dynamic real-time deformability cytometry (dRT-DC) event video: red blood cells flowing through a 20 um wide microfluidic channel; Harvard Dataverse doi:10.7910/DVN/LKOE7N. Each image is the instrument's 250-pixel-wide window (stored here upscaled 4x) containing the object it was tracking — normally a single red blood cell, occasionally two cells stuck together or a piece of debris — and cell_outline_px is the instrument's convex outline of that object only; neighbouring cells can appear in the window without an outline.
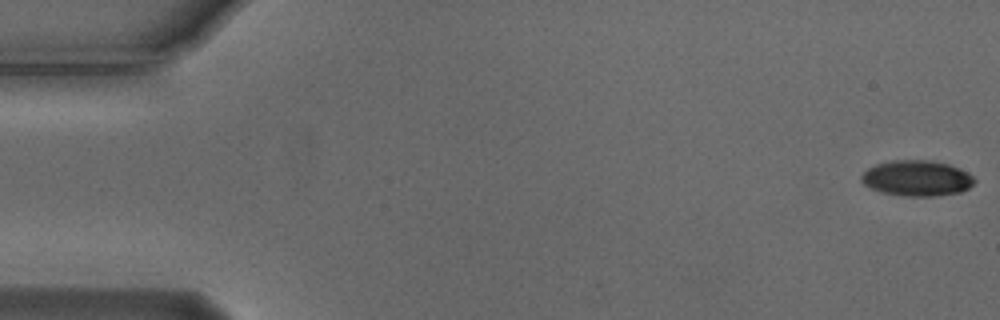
{"species": "Egyptian fruit bat (a non-hibernating species)", "species_latin": "Rousettus aegyptiacus", "temperature_condition": "cold", "stored_images_in_passage": 55, "camera_frame_rate_fps": 3000, "um_per_image_px": 0.085, "animal": {"sex": "male"}, "frame": {"image": 1, "passage_image": 1, "time_ms": 0.0, "image_size_px": [1000, 320], "cell_outline_px": [[976, 180], [968, 188], [960, 192], [936, 196], [904, 196], [880, 192], [864, 184], [860, 180], [860, 176], [868, 168], [876, 164], [892, 160], [932, 160], [948, 164], [968, 172]], "centroid_in_image_um": [77.92, 15.14], "position_along_channel_um": 7.1, "area_um2": 23.52}}
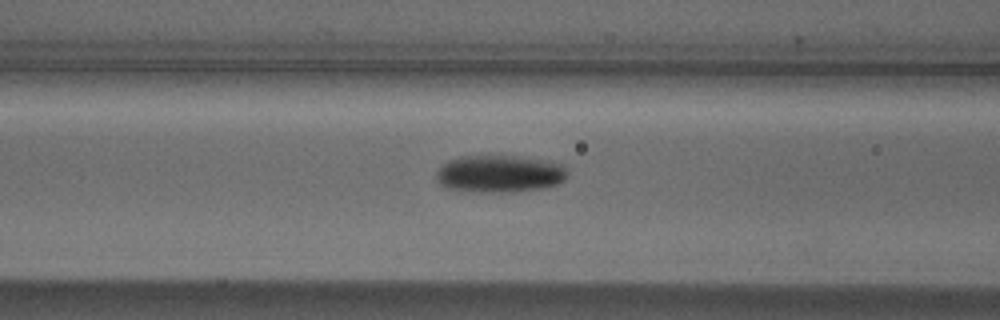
{"frame": {"image": 2, "passage_image": 22, "time_ms": 7.0, "image_size_px": [1000, 320], "cell_outline_px": [[568, 176], [564, 180], [556, 184], [544, 188], [512, 192], [480, 192], [444, 188], [436, 180], [436, 172], [440, 164], [448, 160], [460, 156], [500, 152], [544, 160], [564, 164], [568, 168]], "centroid_in_image_um": [42.45, 14.72], "position_along_channel_um": 124.2, "area_um2": 29.94}}
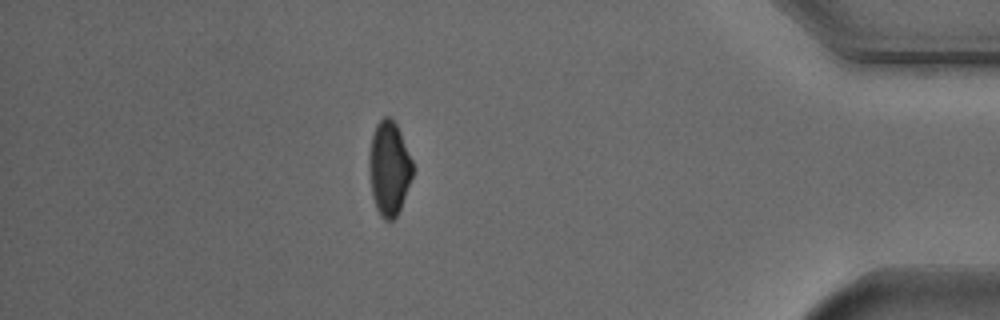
{"frame": {"image": 3, "passage_image": 48, "time_ms": 15.667, "image_size_px": [1000, 320], "cell_outline_px": [[416, 168], [400, 208], [396, 216], [392, 220], [384, 220], [380, 216], [376, 208], [372, 196], [368, 168], [368, 156], [372, 136], [376, 124], [384, 116], [388, 116], [396, 124], [400, 132]], "centroid_in_image_um": [33.07, 14.31], "position_along_channel_um": 402.1, "area_um2": 24.16}, "authors_computed_cell_mechanics": {"area_um2": 25.2008, "velocity_mm_per_s": 3.7395, "shape_relaxation_time_tau1_ms": 3.6459, "shape_relaxation_time_tau2_ms": 5.8346, "deformation_change_tau1": 0.1303, "deformation_change_tau2": 0.0911}}